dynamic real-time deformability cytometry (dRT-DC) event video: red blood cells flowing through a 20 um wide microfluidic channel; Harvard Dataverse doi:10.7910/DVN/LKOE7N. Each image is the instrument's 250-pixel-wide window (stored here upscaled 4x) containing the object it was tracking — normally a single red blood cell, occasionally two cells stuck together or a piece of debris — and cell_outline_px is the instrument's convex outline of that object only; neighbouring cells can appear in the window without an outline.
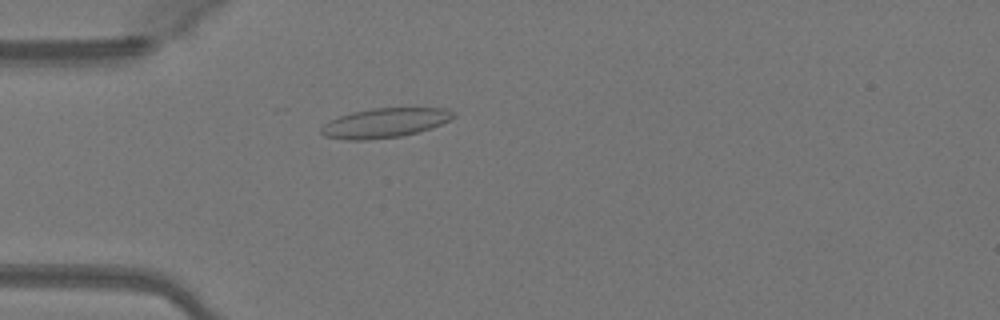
{"species": "Egyptian fruit bat (a non-hibernating species)", "species_latin": "Rousettus aegyptiacus", "temperature_condition": "warm", "stored_images_in_passage": 50, "camera_frame_rate_fps": 3000, "um_per_image_px": 0.085, "animal": {"sex": "female"}, "frame": {"image": 1, "passage_image": 15, "time_ms": 4.667, "image_size_px": [1000, 320], "cell_outline_px": [[456, 116], [452, 120], [404, 136], [368, 140], [344, 140], [324, 136], [320, 132], [320, 128], [324, 124], [340, 116], [352, 112], [372, 108], [448, 108]], "centroid_in_image_um": [32.7, 10.45], "position_along_channel_um": 52.3, "area_um2": 22.72}}
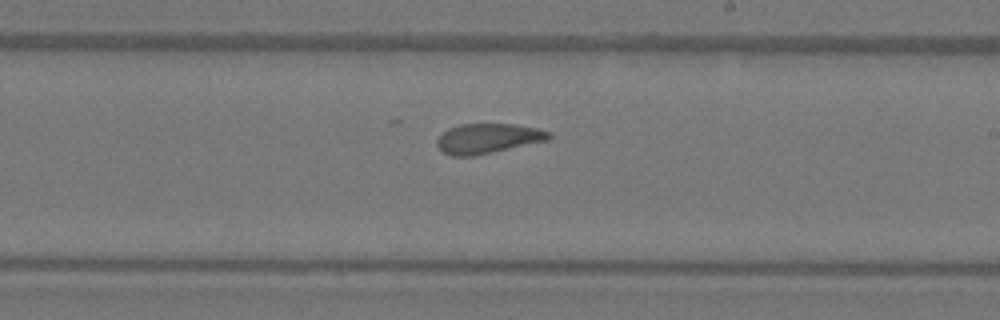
{"frame": {"image": 2, "passage_image": 30, "time_ms": 9.667, "image_size_px": [1000, 320], "cell_outline_px": [[552, 136], [548, 140], [476, 156], [452, 156], [444, 152], [436, 144], [436, 140], [448, 128], [460, 124], [516, 124], [536, 128], [548, 132]], "centroid_in_image_um": [41.46, 11.77], "position_along_channel_um": 247.5, "area_um2": 19.42}}
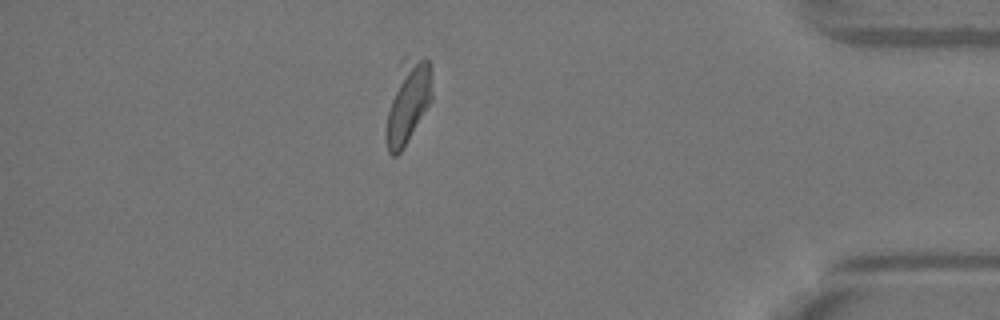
{"frame": {"image": 3, "passage_image": 44, "time_ms": 14.333, "image_size_px": [1000, 320], "cell_outline_px": [[432, 100], [408, 140], [400, 152], [396, 156], [392, 156], [388, 152], [384, 136], [388, 112], [400, 60], [404, 56], [424, 56], [428, 60], [432, 92]], "centroid_in_image_um": [34.65, 8.65], "position_along_channel_um": 400.5, "area_um2": 22.14}, "authors_computed_cell_mechanics": {"area_um2": 22.0218, "velocity_mm_per_s": 4.1067, "shape_relaxation_time_tau1_ms": 6.7326, "shape_relaxation_time_tau2_ms": 3.7095, "deformation_change_tau1": 0.151, "deformation_change_tau2": 0.0952}}